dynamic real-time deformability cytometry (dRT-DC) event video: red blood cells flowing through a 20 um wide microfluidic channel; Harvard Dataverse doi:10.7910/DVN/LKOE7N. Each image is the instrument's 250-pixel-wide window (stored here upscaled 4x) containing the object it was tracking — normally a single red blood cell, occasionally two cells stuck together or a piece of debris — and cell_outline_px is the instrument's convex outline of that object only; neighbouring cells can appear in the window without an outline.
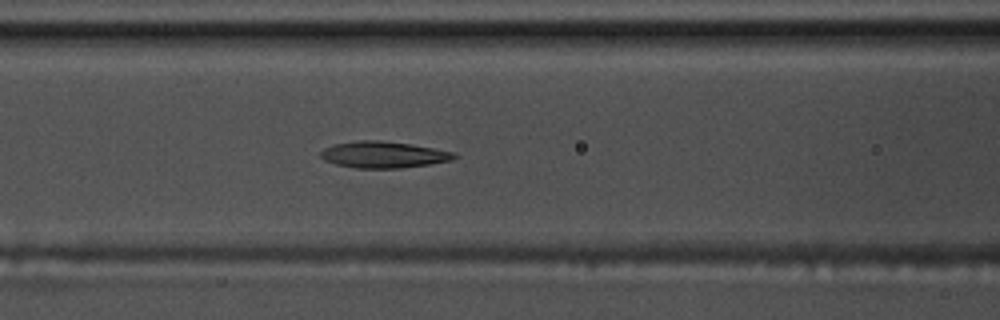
{"species": "common noctule bat (a hibernating species)", "species_latin": "Nyctalus noctula", "temperature_condition": "warm", "stored_images_in_passage": 43, "camera_frame_rate_fps": 3000, "um_per_image_px": 0.085, "animal": {"sex": "male", "body_mass_g": 17.5, "forearm_length_mm": 52.3}, "frame": {"image": 1, "passage_image": 12, "time_ms": 3.667, "image_size_px": [1000, 320], "cell_outline_px": [[460, 156], [452, 160], [432, 164], [400, 168], [356, 168], [336, 164], [324, 160], [320, 156], [320, 152], [324, 148], [332, 144], [360, 140], [380, 140], [412, 144], [456, 152]], "centroid_in_image_um": [32.63, 13.14], "position_along_channel_um": 134.0, "area_um2": 20.87}}
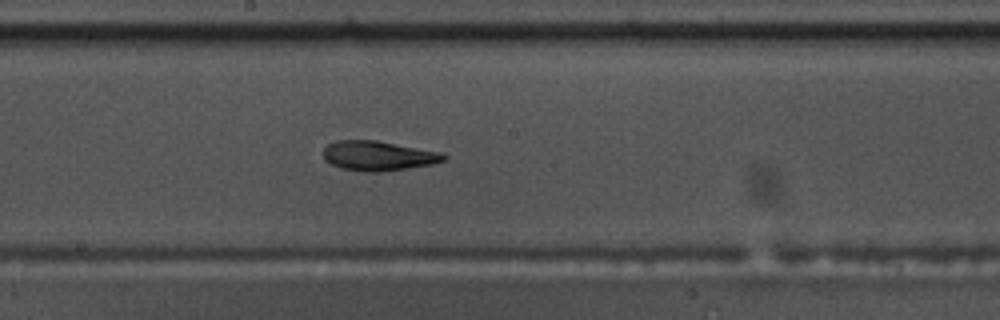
{"frame": {"image": 2, "passage_image": 19, "time_ms": 6.0, "image_size_px": [1000, 320], "cell_outline_px": [[448, 156], [444, 160], [432, 164], [380, 172], [364, 172], [344, 168], [332, 164], [324, 160], [324, 148], [328, 144], [336, 140], [376, 140], [440, 152]], "centroid_in_image_um": [32.13, 13.24], "position_along_channel_um": 216.1, "area_um2": 20.63}}
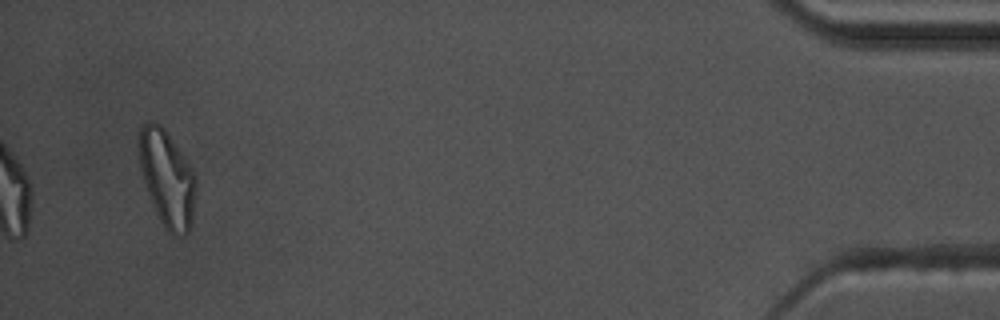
{"frame": {"image": 3, "passage_image": 43, "time_ms": 14.0, "image_size_px": [1000, 320], "cell_outline_px": [[196, 188], [192, 224], [188, 232], [184, 236], [172, 236], [164, 228], [156, 212], [148, 192], [140, 168], [136, 140], [136, 132], [148, 120], [160, 124], [164, 128], [192, 168], [196, 176]], "centroid_in_image_um": [14.18, 15.15], "position_along_channel_um": 421.0, "area_um2": 32.37}, "authors_computed_cell_mechanics": {"area_um2": 20.8658, "velocity_mm_per_s": 3.5386, "shape_relaxation_time_tau1_ms": 6.3005, "shape_relaxation_time_tau2_ms": 3.6319, "deformation_change_tau1": 0.2042, "deformation_change_tau2": 0.1151}}